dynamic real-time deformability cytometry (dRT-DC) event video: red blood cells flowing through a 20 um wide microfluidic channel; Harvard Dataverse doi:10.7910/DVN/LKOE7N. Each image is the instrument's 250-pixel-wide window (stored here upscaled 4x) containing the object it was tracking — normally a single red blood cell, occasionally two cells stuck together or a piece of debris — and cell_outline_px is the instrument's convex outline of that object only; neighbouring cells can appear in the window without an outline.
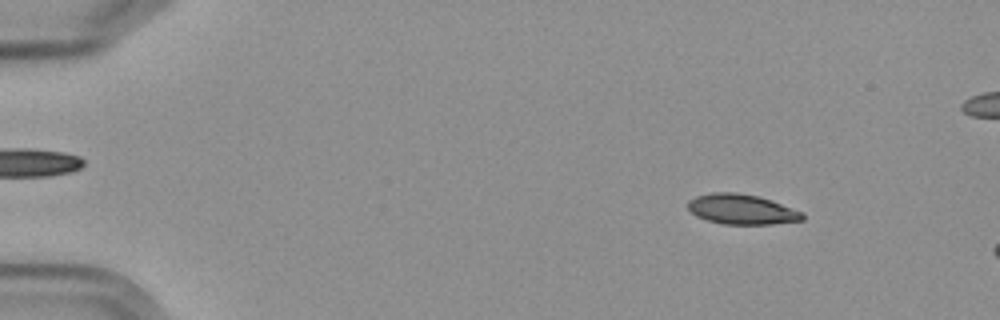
{"species": "Egyptian fruit bat (a non-hibernating species)", "species_latin": "Rousettus aegyptiacus", "temperature_condition": "cold", "stored_images_in_passage": 3, "camera_frame_rate_fps": 3000, "um_per_image_px": 0.085, "frame": {"image": 1, "passage_image": 1, "time_ms": 0.0, "image_size_px": [1000, 320], "cell_outline_px": [[804, 220], [772, 224], [724, 224], [708, 220], [696, 216], [688, 208], [688, 200], [696, 196], [712, 192], [736, 192], [756, 196], [804, 212]], "centroid_in_image_um": [63.03, 17.79], "position_along_channel_um": 22.0, "area_um2": 19.88}}